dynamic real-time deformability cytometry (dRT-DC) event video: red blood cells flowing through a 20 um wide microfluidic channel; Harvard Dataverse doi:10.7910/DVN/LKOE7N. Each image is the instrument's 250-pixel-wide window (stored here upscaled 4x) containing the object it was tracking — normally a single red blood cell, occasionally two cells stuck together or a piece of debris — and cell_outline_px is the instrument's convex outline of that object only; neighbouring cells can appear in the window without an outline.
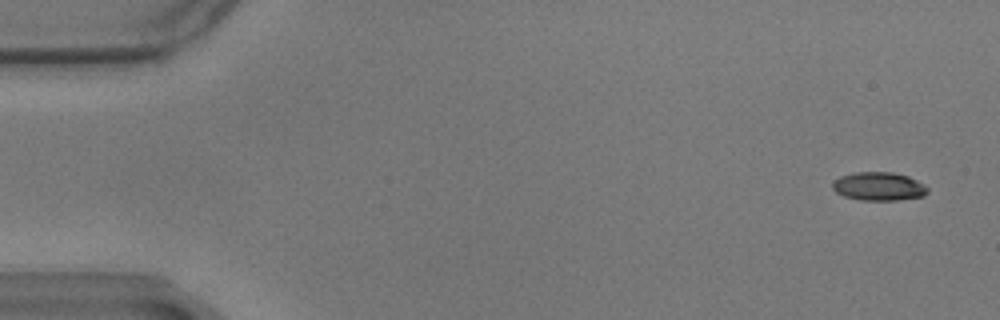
{"species": "common noctule bat (a hibernating species)", "species_latin": "Nyctalus noctula", "temperature_condition": "warm", "stored_images_in_passage": 38, "camera_frame_rate_fps": 3000, "um_per_image_px": 0.085, "animal": {"sex": "male", "body_mass_g": 17.9}, "frame": {"image": 1, "passage_image": 1, "time_ms": 0.0, "image_size_px": [1000, 320], "cell_outline_px": [[928, 192], [924, 196], [896, 200], [860, 200], [844, 196], [836, 192], [832, 188], [832, 184], [840, 176], [856, 172], [892, 172], [908, 176], [924, 184], [928, 188]], "centroid_in_image_um": [74.71, 15.84], "position_along_channel_um": 10.3, "area_um2": 15.72}}
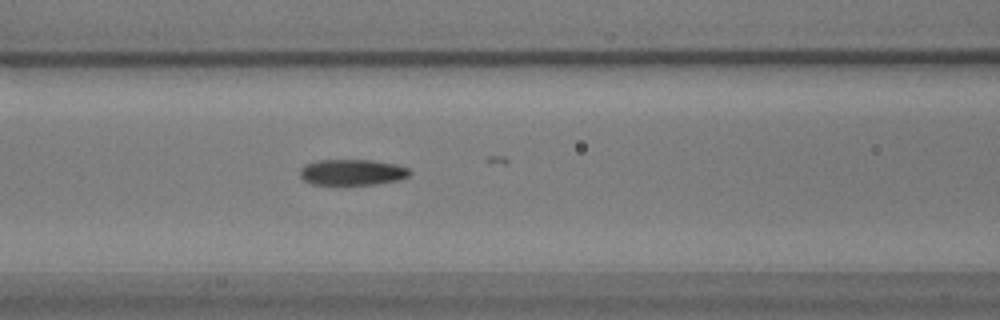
{"frame": {"image": 2, "passage_image": 23, "time_ms": 7.333, "image_size_px": [1000, 320], "cell_outline_px": [[412, 172], [408, 176], [400, 180], [376, 184], [312, 184], [304, 180], [300, 176], [300, 168], [304, 164], [316, 160], [372, 160], [396, 164], [408, 168]], "centroid_in_image_um": [29.94, 14.63], "position_along_channel_um": 136.7, "area_um2": 16.65}}
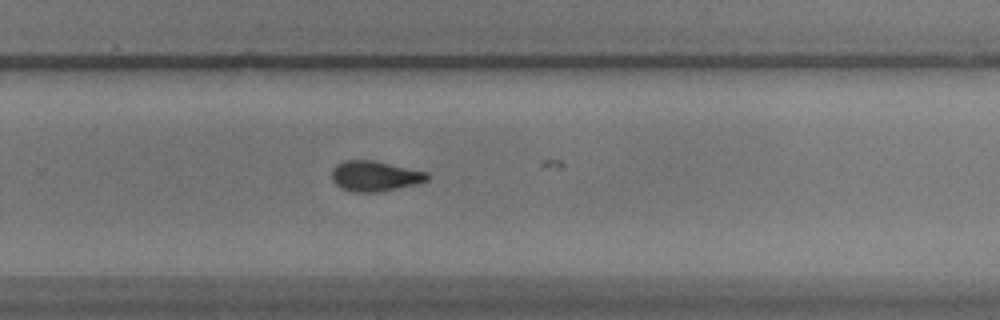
{"frame": {"image": 3, "passage_image": 37, "time_ms": 12.0, "image_size_px": [1000, 320], "cell_outline_px": [[428, 180], [416, 184], [376, 192], [352, 192], [340, 188], [332, 180], [332, 168], [336, 164], [344, 160], [372, 160], [428, 172]], "centroid_in_image_um": [31.82, 14.96], "position_along_channel_um": 298.0, "area_um2": 16.82}}